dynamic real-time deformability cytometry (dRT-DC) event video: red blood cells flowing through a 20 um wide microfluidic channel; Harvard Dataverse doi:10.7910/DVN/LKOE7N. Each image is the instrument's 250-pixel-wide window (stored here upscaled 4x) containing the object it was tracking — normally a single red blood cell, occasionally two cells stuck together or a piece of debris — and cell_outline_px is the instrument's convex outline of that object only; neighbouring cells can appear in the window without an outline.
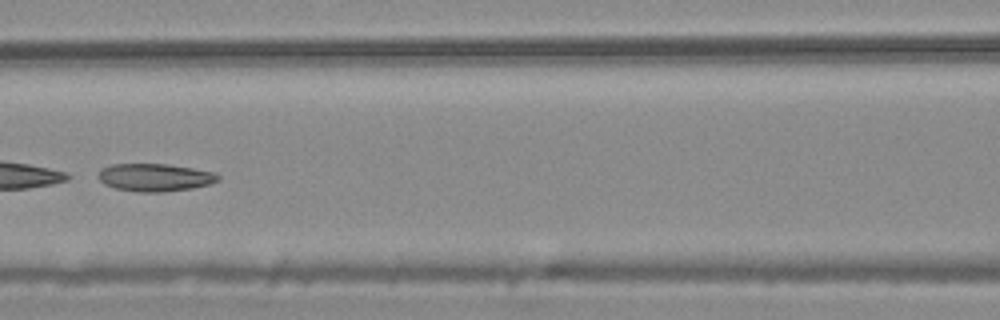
{"species": "common noctule bat (a hibernating species)", "species_latin": "Nyctalus noctula", "temperature_condition": "warm", "stored_images_in_passage": 10, "camera_frame_rate_fps": 3000, "um_per_image_px": 0.085, "animal": {"sex": "male", "body_mass_g": 20.4}, "frame": {"image": 1, "passage_image": 7, "time_ms": 2.0, "image_size_px": [1000, 320], "cell_outline_px": [[220, 180], [208, 184], [192, 188], [164, 192], [140, 192], [116, 188], [104, 184], [96, 176], [100, 168], [112, 164], [168, 164], [216, 172], [220, 176]], "centroid_in_image_um": [13.15, 15.07], "position_along_channel_um": 153.4, "area_um2": 19.48}}
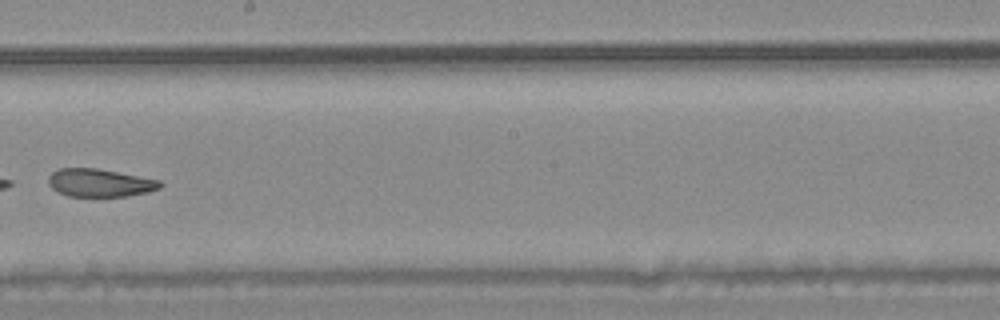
{"frame": {"image": 2, "passage_image": 9, "time_ms": 2.667, "image_size_px": [1000, 320], "cell_outline_px": [[164, 184], [160, 188], [148, 192], [128, 196], [68, 196], [56, 192], [48, 184], [48, 176], [52, 172], [60, 168], [96, 168], [160, 180]], "centroid_in_image_um": [8.47, 15.54], "position_along_channel_um": 239.7, "area_um2": 18.26}}